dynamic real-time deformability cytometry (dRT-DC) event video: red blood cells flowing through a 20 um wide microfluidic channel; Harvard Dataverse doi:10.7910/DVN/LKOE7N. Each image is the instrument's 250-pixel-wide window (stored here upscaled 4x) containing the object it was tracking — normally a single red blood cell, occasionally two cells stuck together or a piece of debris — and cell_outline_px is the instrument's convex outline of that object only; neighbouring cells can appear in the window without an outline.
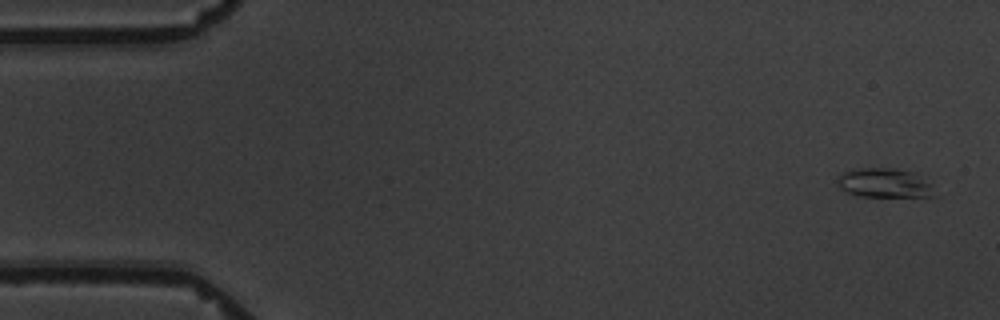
{"species": "common noctule bat (a hibernating species)", "species_latin": "Nyctalus noctula", "temperature_condition": "warm", "stored_images_in_passage": 5, "camera_frame_rate_fps": 3000, "um_per_image_px": 0.085, "animal": {"sex": "male", "body_mass_g": 19.5, "forearm_length_mm": 54.6}, "frame": {"image": 1, "passage_image": 1, "time_ms": 0.0, "image_size_px": [1000, 320], "cell_outline_px": [[940, 196], [856, 196], [840, 188], [836, 180], [840, 172], [852, 168], [896, 168], [912, 172], [932, 184]], "centroid_in_image_um": [75.17, 15.55], "position_along_channel_um": 9.8, "area_um2": 16.88}}
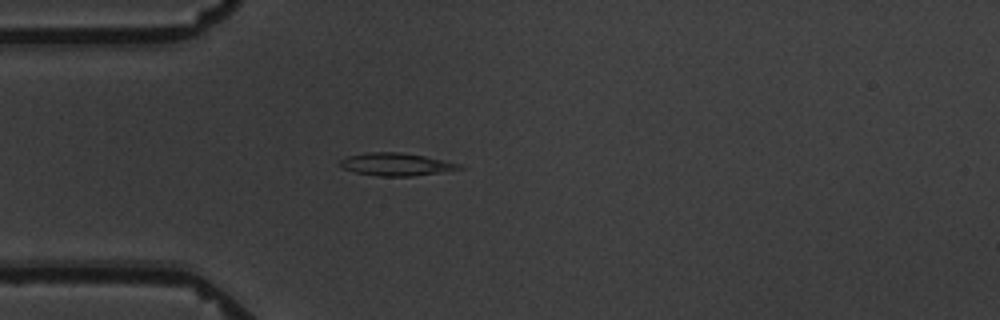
{"frame": {"image": 2, "passage_image": 5, "time_ms": 4.667, "image_size_px": [1000, 320], "cell_outline_px": [[464, 168], [440, 172], [412, 176], [380, 176], [356, 172], [344, 168], [336, 164], [344, 156], [368, 152], [400, 152], [424, 156], [444, 160], [460, 164]], "centroid_in_image_um": [33.61, 13.95], "position_along_channel_um": 51.4, "area_um2": 15.72}}